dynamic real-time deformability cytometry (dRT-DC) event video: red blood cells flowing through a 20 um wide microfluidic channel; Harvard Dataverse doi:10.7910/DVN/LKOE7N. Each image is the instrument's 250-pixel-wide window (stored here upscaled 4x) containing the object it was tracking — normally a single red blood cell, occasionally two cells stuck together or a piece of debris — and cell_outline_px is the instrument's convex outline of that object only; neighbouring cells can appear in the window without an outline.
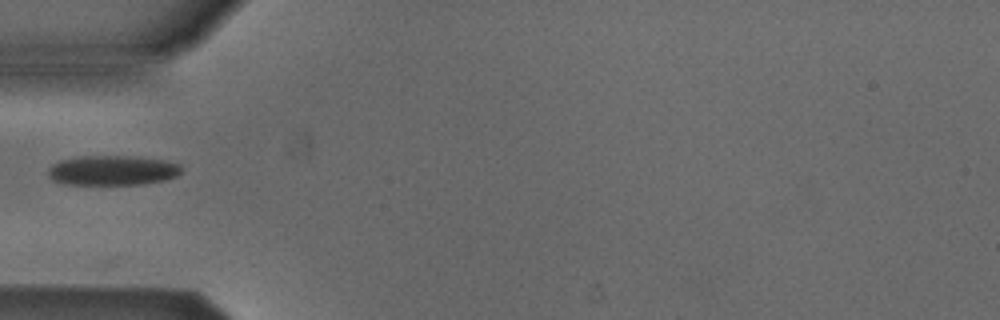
{"species": "Egyptian fruit bat (a non-hibernating species)", "species_latin": "Rousettus aegyptiacus", "temperature_condition": "cold", "stored_images_in_passage": 37, "camera_frame_rate_fps": 3000, "um_per_image_px": 0.085, "animal": {"sex": "male"}, "frame": {"image": 1, "passage_image": 1, "time_ms": 0.0, "image_size_px": [1000, 320], "cell_outline_px": [[180, 172], [176, 176], [164, 180], [144, 184], [64, 184], [52, 180], [48, 176], [48, 168], [52, 164], [60, 160], [80, 156], [132, 156], [160, 160], [180, 164]], "centroid_in_image_um": [9.5, 14.48], "position_along_channel_um": 75.5, "area_um2": 23.06}}
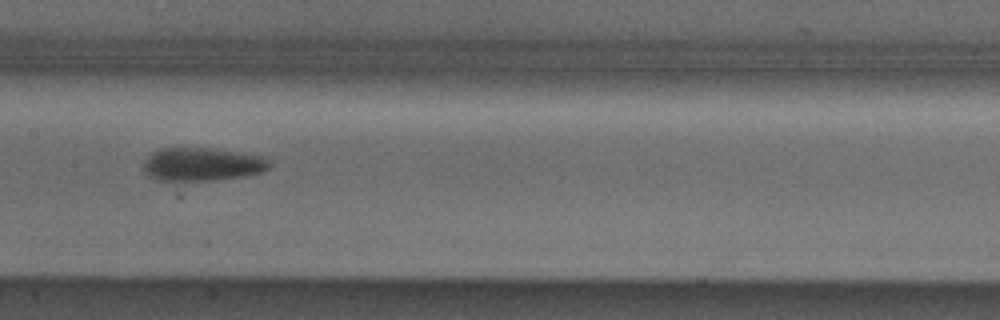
{"frame": {"image": 2, "passage_image": 10, "time_ms": 3.0, "image_size_px": [1000, 320], "cell_outline_px": [[268, 168], [260, 172], [240, 176], [212, 180], [160, 180], [148, 176], [144, 172], [144, 164], [148, 156], [152, 152], [160, 148], [204, 148], [236, 152], [260, 156], [268, 160]], "centroid_in_image_um": [17.1, 13.96], "position_along_channel_um": 190.3, "area_um2": 23.76}}
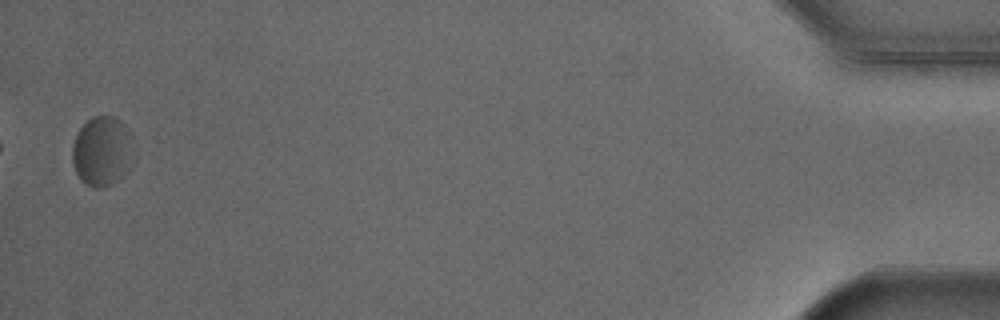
{"frame": {"image": 3, "passage_image": 36, "time_ms": 11.667, "image_size_px": [1000, 320], "cell_outline_px": [[120, 180], [104, 188], [92, 188], [84, 184], [80, 180], [72, 164], [72, 144], [80, 128], [92, 116], [112, 116], [120, 120]], "centroid_in_image_um": [8.32, 12.92], "position_along_channel_um": 426.9, "area_um2": 21.5}}